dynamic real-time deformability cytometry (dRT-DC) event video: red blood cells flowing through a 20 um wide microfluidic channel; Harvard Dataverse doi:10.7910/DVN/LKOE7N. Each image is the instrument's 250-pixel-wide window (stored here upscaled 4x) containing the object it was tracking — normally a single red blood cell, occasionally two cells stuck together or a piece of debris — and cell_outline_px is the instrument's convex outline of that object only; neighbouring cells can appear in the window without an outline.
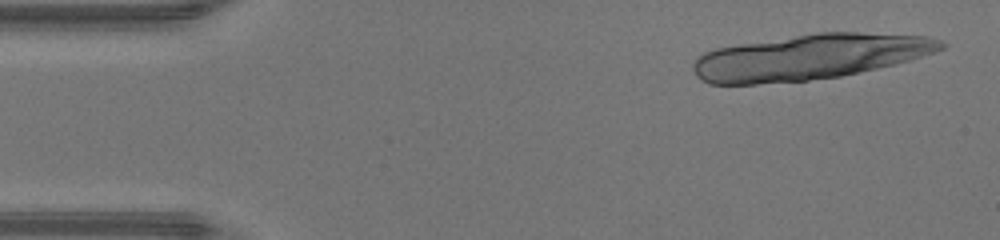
{"species": "human", "species_latin": "Homo sapiens", "temperature_condition": "warm", "stored_images_in_passage": 14, "camera_frame_rate_fps": 3000, "um_per_image_px": 0.085, "donor": {"sex": "male"}, "frame": {"image": 1, "passage_image": 2, "time_ms": 0.333, "image_size_px": [1000, 240], "cell_outline_px": [[948, 44], [944, 48], [908, 60], [876, 68], [840, 76], [808, 80], [756, 84], [708, 84], [700, 80], [696, 76], [692, 68], [692, 64], [696, 56], [704, 52], [716, 48], [740, 44], [816, 32], [860, 32], [928, 36], [944, 40]], "centroid_in_image_um": [68.77, 4.84], "position_along_channel_um": 16.2, "area_um2": 65.43}}